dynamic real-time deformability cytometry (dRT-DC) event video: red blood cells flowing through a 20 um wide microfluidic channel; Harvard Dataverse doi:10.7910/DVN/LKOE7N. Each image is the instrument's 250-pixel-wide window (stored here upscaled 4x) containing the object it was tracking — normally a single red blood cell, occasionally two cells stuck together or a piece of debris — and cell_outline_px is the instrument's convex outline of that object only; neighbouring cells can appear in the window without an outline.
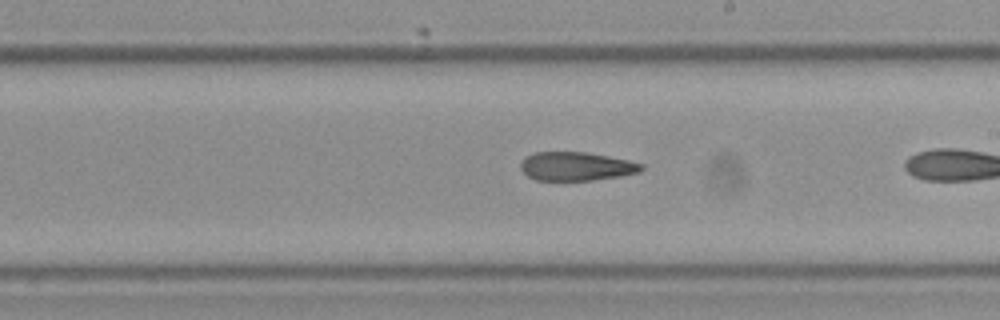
{"species": "Egyptian fruit bat (a non-hibernating species)", "species_latin": "Rousettus aegyptiacus", "temperature_condition": "cold", "stored_images_in_passage": 22, "camera_frame_rate_fps": 3000, "um_per_image_px": 0.085, "frame": {"image": 1, "passage_image": 16, "time_ms": 5.0, "image_size_px": [1000, 320], "cell_outline_px": [[644, 168], [640, 172], [620, 176], [592, 180], [536, 180], [528, 176], [520, 168], [520, 160], [524, 156], [532, 152], [588, 152], [628, 160], [644, 164]], "centroid_in_image_um": [48.96, 14.13], "position_along_channel_um": 240.0, "area_um2": 20.35}}
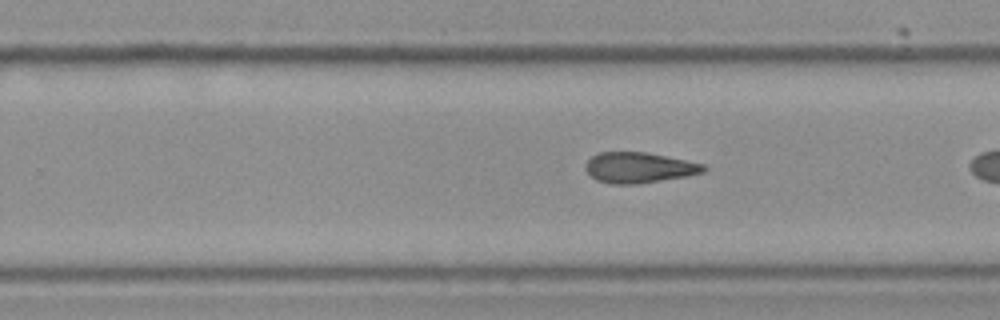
{"frame": {"image": 2, "passage_image": 19, "time_ms": 6.0, "image_size_px": [1000, 320], "cell_outline_px": [[708, 168], [704, 172], [688, 176], [636, 184], [612, 184], [596, 180], [584, 168], [588, 160], [592, 156], [600, 152], [648, 152], [704, 164]], "centroid_in_image_um": [54.33, 14.25], "position_along_channel_um": 275.5, "area_um2": 21.04}}